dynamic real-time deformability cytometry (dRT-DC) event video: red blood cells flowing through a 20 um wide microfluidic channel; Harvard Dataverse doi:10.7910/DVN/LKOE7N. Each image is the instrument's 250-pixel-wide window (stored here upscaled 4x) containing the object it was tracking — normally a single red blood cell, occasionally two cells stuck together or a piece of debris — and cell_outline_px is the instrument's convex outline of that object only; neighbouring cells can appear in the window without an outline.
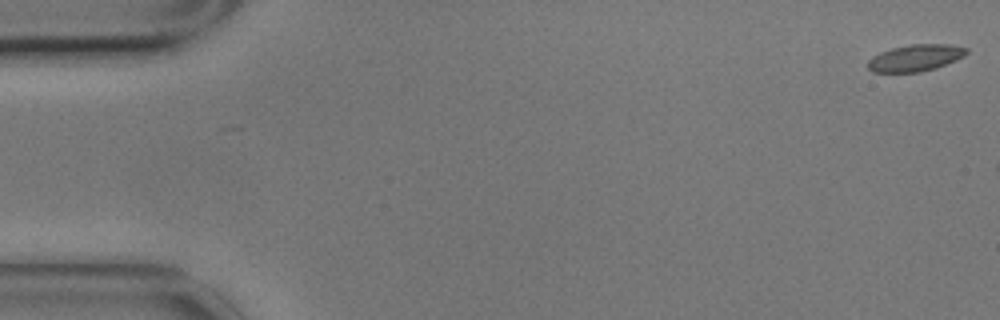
{"species": "common noctule bat (a hibernating species)", "species_latin": "Nyctalus noctula", "temperature_condition": "cold", "stored_images_in_passage": 3, "camera_frame_rate_fps": 3000, "um_per_image_px": 0.085, "animal": {"sex": "male", "body_mass_g": 17.9}, "frame": {"image": 1, "passage_image": 1, "time_ms": 0.0, "image_size_px": [1000, 320], "cell_outline_px": [[968, 52], [964, 56], [956, 60], [936, 68], [920, 72], [872, 72], [868, 68], [868, 60], [872, 56], [880, 52], [892, 48], [912, 44], [948, 44], [968, 48]], "centroid_in_image_um": [77.81, 4.92], "position_along_channel_um": 7.2, "area_um2": 15.37}}